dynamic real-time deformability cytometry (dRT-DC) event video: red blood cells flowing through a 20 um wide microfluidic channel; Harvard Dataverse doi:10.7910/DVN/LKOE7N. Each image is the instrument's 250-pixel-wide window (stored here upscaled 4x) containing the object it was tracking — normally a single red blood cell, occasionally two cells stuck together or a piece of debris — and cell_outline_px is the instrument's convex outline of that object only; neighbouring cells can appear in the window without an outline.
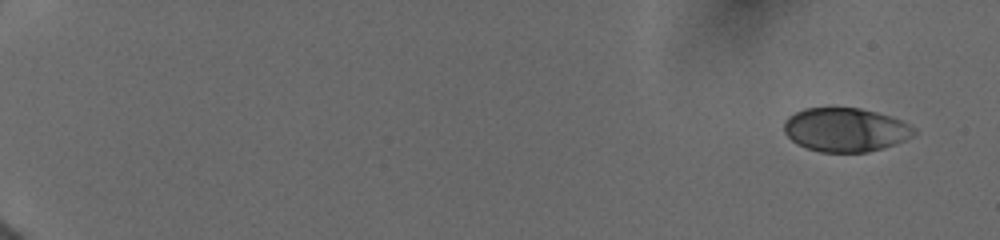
{"species": "human", "species_latin": "Homo sapiens", "temperature_condition": "cold", "stored_images_in_passage": 115, "camera_frame_rate_fps": 3000, "um_per_image_px": 0.085, "donor": {"sex": "female"}, "frame": {"image": 1, "passage_image": 1, "time_ms": 0.0, "image_size_px": [1000, 240], "cell_outline_px": [[916, 132], [912, 136], [904, 140], [868, 152], [820, 152], [808, 148], [792, 140], [784, 132], [784, 120], [788, 116], [804, 108], [832, 104], [860, 108], [876, 112], [900, 120], [916, 128]], "centroid_in_image_um": [71.81, 10.97], "position_along_channel_um": 13.2, "area_um2": 33.64}}
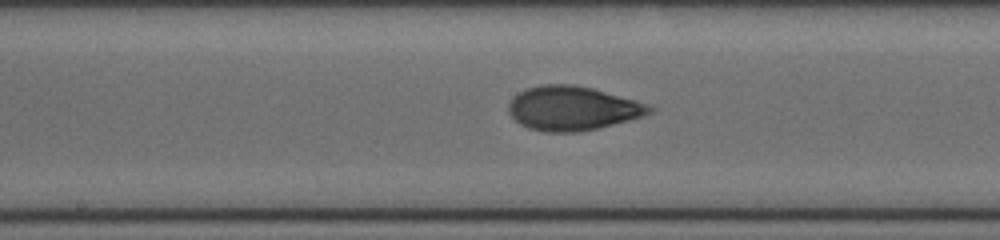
{"frame": {"image": 2, "passage_image": 68, "time_ms": 9.667, "image_size_px": [1000, 240], "cell_outline_px": [[652, 112], [628, 120], [596, 128], [576, 132], [544, 132], [528, 128], [520, 124], [508, 112], [508, 104], [520, 92], [528, 88], [544, 84], [572, 84], [592, 88], [636, 100], [648, 104], [652, 108]], "centroid_in_image_um": [48.64, 9.2], "position_along_channel_um": 199.6, "area_um2": 35.78}}
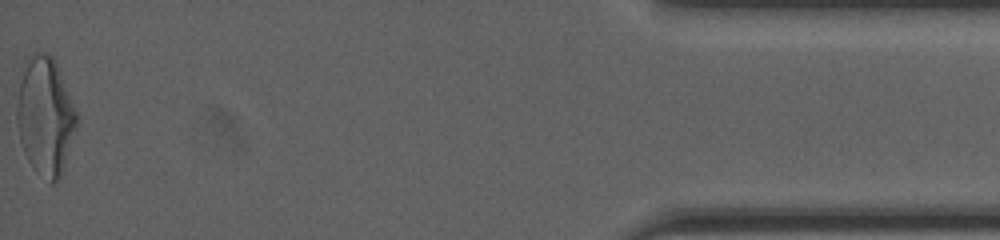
{"frame": {"image": 3, "passage_image": 113, "time_ms": 17.333, "image_size_px": [1000, 240], "cell_outline_px": [[80, 116], [64, 168], [60, 180], [52, 184], [28, 160], [24, 152], [20, 140], [16, 120], [16, 104], [24, 60], [32, 52], [36, 52], [52, 56], [56, 60]], "centroid_in_image_um": [3.87, 9.82], "position_along_channel_um": 431.3, "area_um2": 41.62}, "authors_computed_cell_mechanics": {"area_um2": 34.8534, "velocity_mm_per_s": 3.9506, "shape_relaxation_time_tau1_ms": 4.4912, "shape_relaxation_time_tau2_ms": 0.8811, "deformation_change_tau1": 0.1724, "deformation_change_tau2": 0.0621}}